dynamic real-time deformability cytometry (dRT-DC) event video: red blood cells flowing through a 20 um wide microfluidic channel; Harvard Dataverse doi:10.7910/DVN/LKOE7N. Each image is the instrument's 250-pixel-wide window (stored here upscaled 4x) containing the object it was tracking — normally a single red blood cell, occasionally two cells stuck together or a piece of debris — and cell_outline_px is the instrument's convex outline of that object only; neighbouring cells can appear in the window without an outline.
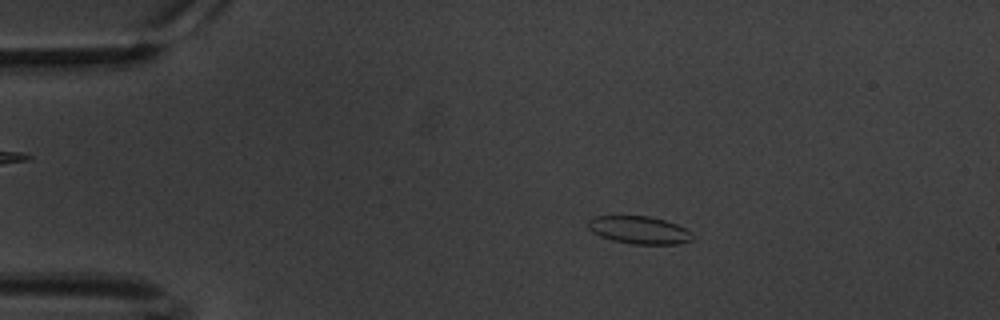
{"species": "common noctule bat (a hibernating species)", "species_latin": "Nyctalus noctula", "temperature_condition": "warm", "stored_images_in_passage": 61, "camera_frame_rate_fps": 3000, "um_per_image_px": 0.085, "animal": {"sex": "male", "body_mass_g": 20.1, "forearm_length_mm": 53.5}, "frame": {"image": 1, "passage_image": 12, "time_ms": 3.667, "image_size_px": [1000, 320], "cell_outline_px": [[692, 240], [680, 244], [632, 244], [612, 240], [600, 236], [592, 232], [588, 228], [588, 220], [596, 216], [648, 216], [664, 220], [676, 224], [692, 232]], "centroid_in_image_um": [54.32, 19.56], "position_along_channel_um": 30.7, "area_um2": 16.82}}
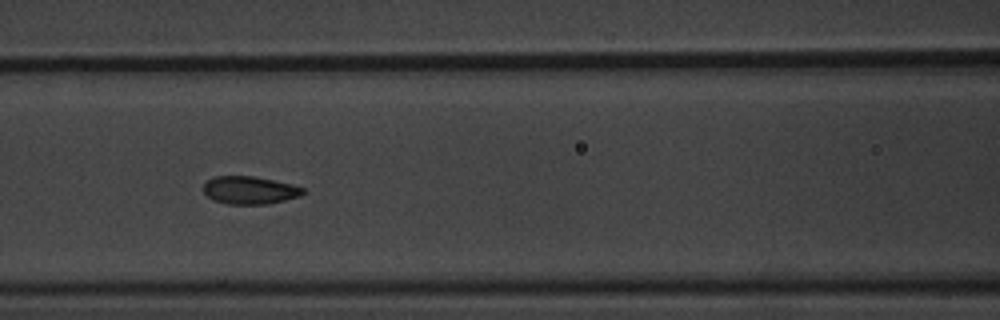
{"frame": {"image": 2, "passage_image": 27, "time_ms": 8.667, "image_size_px": [1000, 320], "cell_outline_px": [[304, 192], [300, 196], [268, 204], [228, 204], [212, 200], [204, 192], [204, 184], [212, 176], [252, 176], [292, 184], [304, 188]], "centroid_in_image_um": [21.21, 16.17], "position_along_channel_um": 145.4, "area_um2": 16.07}}
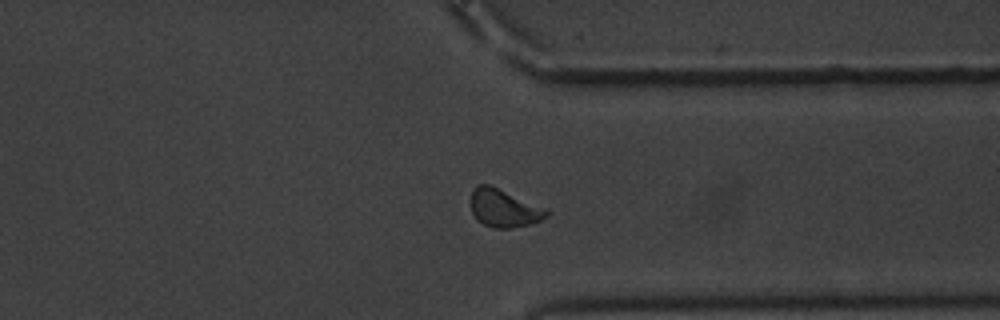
{"frame": {"image": 3, "passage_image": 47, "time_ms": 15.333, "image_size_px": [1000, 320], "cell_outline_px": [[552, 212], [548, 216], [540, 220], [528, 224], [512, 228], [492, 228], [476, 220], [472, 212], [472, 192], [476, 184], [488, 184], [548, 208]], "centroid_in_image_um": [42.87, 17.7], "position_along_channel_um": 368.5, "area_um2": 16.82}, "authors_computed_cell_mechanics": {"area_um2": 16.5886, "velocity_mm_per_s": 3.3615, "shape_relaxation_time_tau1_ms": 2.7296, "shape_relaxation_time_tau2_ms": 1.1353, "deformation_change_tau1": 0.101, "deformation_change_tau2": 0.0601}}